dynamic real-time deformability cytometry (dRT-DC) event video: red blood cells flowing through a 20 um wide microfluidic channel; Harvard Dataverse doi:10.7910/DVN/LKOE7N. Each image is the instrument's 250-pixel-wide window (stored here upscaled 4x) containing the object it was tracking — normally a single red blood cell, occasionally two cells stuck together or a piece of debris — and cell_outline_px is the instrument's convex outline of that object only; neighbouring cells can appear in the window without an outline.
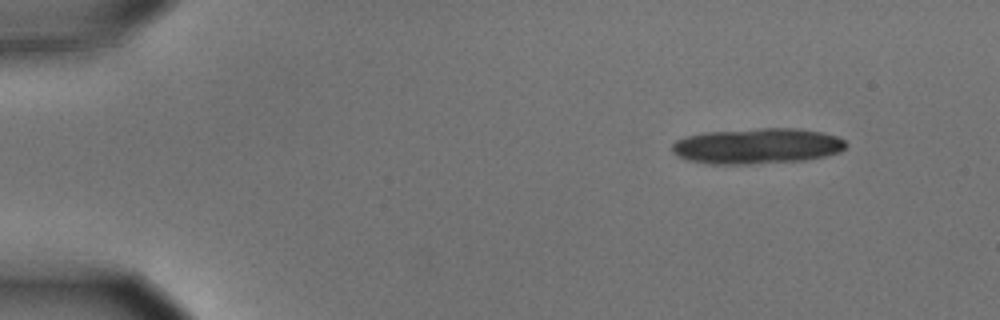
{"species": "common noctule bat (a hibernating species)", "species_latin": "Nyctalus noctula", "temperature_condition": "cold", "stored_images_in_passage": 4, "camera_frame_rate_fps": 3000, "um_per_image_px": 0.085, "animal": {"sex": "male", "body_mass_g": 15.6}, "frame": {"image": 1, "passage_image": 1, "time_ms": 0.0, "image_size_px": [1000, 320], "cell_outline_px": [[848, 144], [840, 152], [824, 156], [804, 160], [752, 164], [708, 164], [684, 160], [676, 156], [672, 152], [672, 144], [676, 140], [688, 136], [704, 132], [760, 128], [796, 128], [820, 132], [836, 136], [844, 140]], "centroid_in_image_um": [64.31, 12.42], "position_along_channel_um": 20.7, "area_um2": 36.3}}